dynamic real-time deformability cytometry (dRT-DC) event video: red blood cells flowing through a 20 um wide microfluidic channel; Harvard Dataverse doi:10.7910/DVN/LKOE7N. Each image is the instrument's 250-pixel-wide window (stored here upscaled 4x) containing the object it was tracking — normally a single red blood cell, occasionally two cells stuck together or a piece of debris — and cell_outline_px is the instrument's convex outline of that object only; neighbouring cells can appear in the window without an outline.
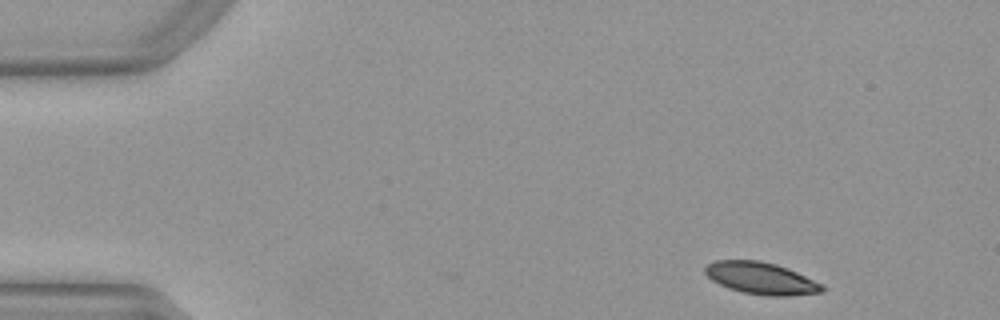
{"species": "Egyptian fruit bat (a non-hibernating species)", "species_latin": "Rousettus aegyptiacus", "temperature_condition": "warm", "stored_images_in_passage": 2, "camera_frame_rate_fps": 3000, "um_per_image_px": 0.085, "animal": {"sex": "female"}, "frame": {"image": 1, "passage_image": 2, "time_ms": 0.333, "image_size_px": [1000, 320], "cell_outline_px": [[824, 292], [788, 296], [764, 296], [744, 292], [728, 288], [712, 280], [704, 272], [704, 268], [708, 264], [716, 260], [760, 260], [776, 264], [788, 268], [824, 284]], "centroid_in_image_um": [64.72, 23.65], "position_along_channel_um": 20.3, "area_um2": 21.96}}